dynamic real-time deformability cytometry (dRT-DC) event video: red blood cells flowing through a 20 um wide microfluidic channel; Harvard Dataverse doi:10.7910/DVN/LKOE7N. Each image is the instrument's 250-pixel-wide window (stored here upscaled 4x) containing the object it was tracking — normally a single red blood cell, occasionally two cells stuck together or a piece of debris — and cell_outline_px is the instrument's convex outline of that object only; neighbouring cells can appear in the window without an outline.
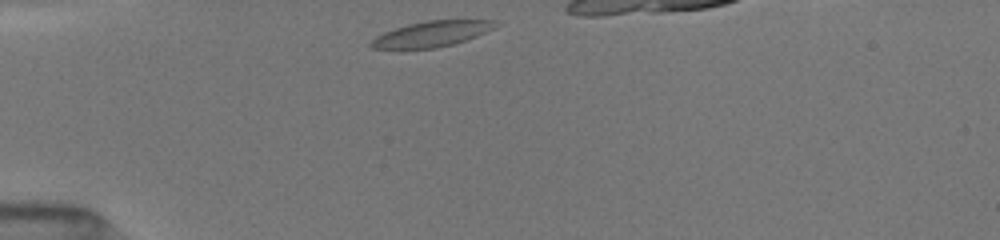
{"species": "common noctule bat (a hibernating species)", "species_latin": "Nyctalus noctula", "temperature_condition": "room temperature", "stored_images_in_passage": 34, "camera_frame_rate_fps": 3000, "um_per_image_px": 0.085, "animal": {"sex": "female", "body_mass_g": 19.5, "forearm_length_mm": 54.1}, "frame": {"image": 1, "passage_image": 1, "time_ms": 0.0, "image_size_px": [1000, 240], "cell_outline_px": [[496, 24], [492, 28], [476, 36], [452, 44], [436, 48], [372, 48], [368, 44], [376, 36], [384, 32], [408, 24], [428, 20], [492, 20]], "centroid_in_image_um": [36.64, 2.88], "position_along_channel_um": 48.4, "area_um2": 18.03}}
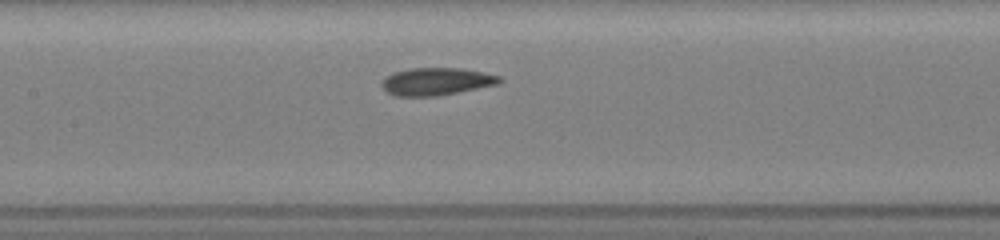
{"frame": {"image": 2, "passage_image": 14, "time_ms": 3.667, "image_size_px": [1000, 240], "cell_outline_px": [[504, 80], [496, 84], [436, 96], [396, 96], [388, 92], [380, 84], [392, 72], [412, 68], [460, 68], [500, 76]], "centroid_in_image_um": [37.07, 6.92], "position_along_channel_um": 170.3, "area_um2": 18.5}}
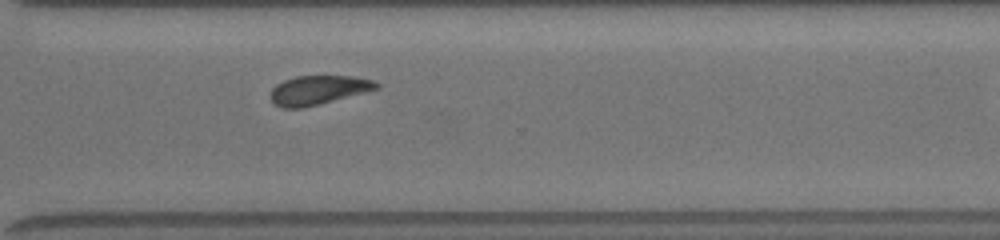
{"frame": {"image": 3, "passage_image": 32, "time_ms": 8.0, "image_size_px": [1000, 240], "cell_outline_px": [[380, 88], [300, 108], [280, 108], [268, 96], [272, 88], [276, 84], [284, 80], [296, 76], [352, 76], [372, 80], [380, 84]], "centroid_in_image_um": [27.0, 7.64], "position_along_channel_um": 343.6, "area_um2": 17.69}}